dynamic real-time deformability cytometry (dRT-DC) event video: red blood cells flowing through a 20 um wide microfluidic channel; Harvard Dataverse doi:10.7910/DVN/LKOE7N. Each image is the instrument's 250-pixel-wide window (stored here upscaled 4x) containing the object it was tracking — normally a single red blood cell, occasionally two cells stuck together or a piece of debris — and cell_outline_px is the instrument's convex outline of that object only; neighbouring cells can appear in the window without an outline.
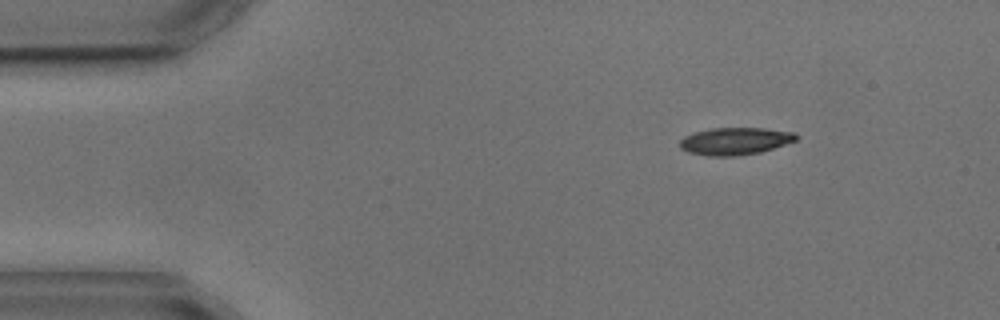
{"species": "common noctule bat (a hibernating species)", "species_latin": "Nyctalus noctula", "temperature_condition": "cold", "stored_images_in_passage": 3, "camera_frame_rate_fps": 3000, "um_per_image_px": 0.085, "animal": {"sex": "male", "body_mass_g": 17.9, "forearm_length_mm": 54.2}, "frame": {"image": 1, "passage_image": 1, "time_ms": 0.0, "image_size_px": [1000, 320], "cell_outline_px": [[800, 136], [796, 140], [760, 152], [736, 156], [708, 156], [688, 152], [680, 148], [680, 140], [684, 136], [696, 132], [712, 128], [764, 128], [796, 132]], "centroid_in_image_um": [62.49, 11.99], "position_along_channel_um": 22.5, "area_um2": 18.5}}
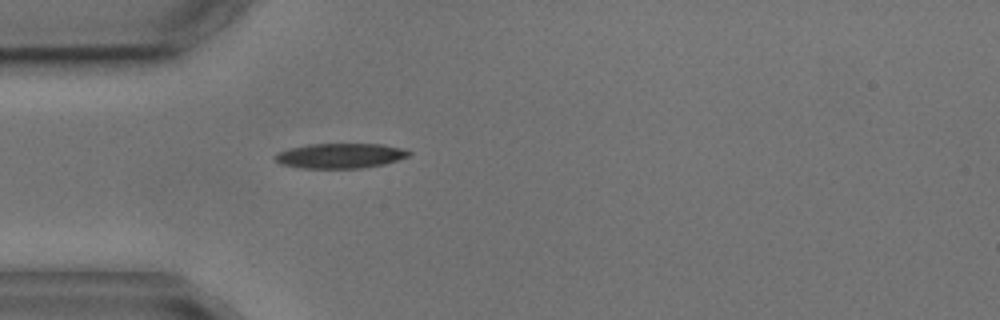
{"frame": {"image": 2, "passage_image": 3, "time_ms": 2.667, "image_size_px": [1000, 320], "cell_outline_px": [[412, 152], [408, 156], [384, 164], [360, 168], [300, 168], [280, 164], [272, 156], [276, 152], [308, 144], [384, 144], [404, 148]], "centroid_in_image_um": [28.9, 13.23], "position_along_channel_um": 56.1, "area_um2": 19.54}}